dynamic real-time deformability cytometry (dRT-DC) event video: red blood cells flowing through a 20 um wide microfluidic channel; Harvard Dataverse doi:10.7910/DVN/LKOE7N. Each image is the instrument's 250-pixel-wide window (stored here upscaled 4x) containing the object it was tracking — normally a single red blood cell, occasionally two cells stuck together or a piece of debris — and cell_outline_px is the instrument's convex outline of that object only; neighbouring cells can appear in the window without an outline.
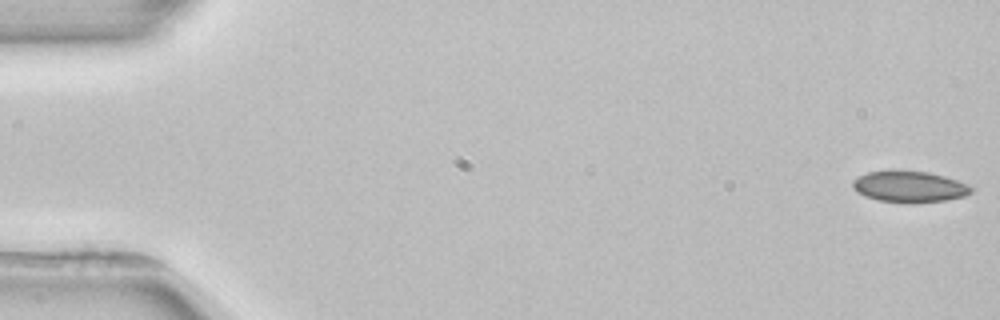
{"species": "common noctule bat (a hibernating species)", "species_latin": "Nyctalus noctula", "temperature_condition": "room temperature", "stored_images_in_passage": 5, "camera_frame_rate_fps": 3000, "um_per_image_px": 0.085, "animal": {"sex": "female", "body_mass_g": 22.7, "forearm_length_mm": 54.2}, "frame": {"image": 1, "passage_image": 1, "time_ms": 0.0, "image_size_px": [1000, 320], "cell_outline_px": [[972, 192], [964, 196], [944, 200], [876, 200], [864, 196], [856, 192], [852, 184], [852, 180], [868, 172], [928, 172], [944, 176], [956, 180], [972, 188]], "centroid_in_image_um": [77.26, 15.85], "position_along_channel_um": 7.7, "area_um2": 20.17}}
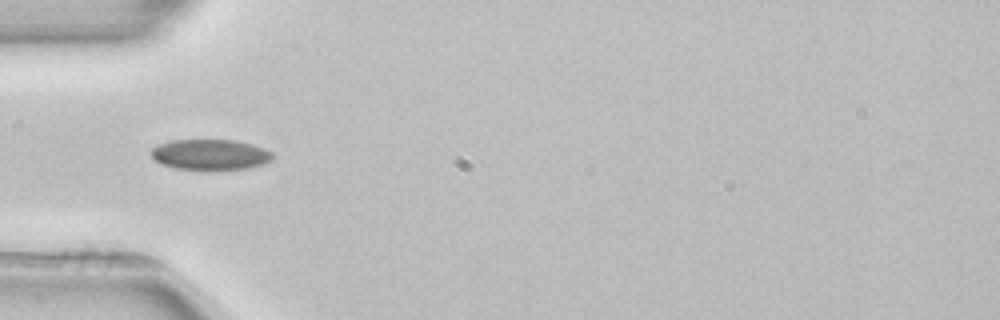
{"frame": {"image": 2, "passage_image": 4, "time_ms": 5.333, "image_size_px": [1000, 320], "cell_outline_px": [[272, 160], [264, 164], [248, 168], [216, 172], [172, 168], [160, 164], [152, 156], [152, 148], [160, 144], [172, 140], [236, 140], [252, 144], [264, 148], [272, 152]], "centroid_in_image_um": [17.9, 13.18], "position_along_channel_um": 67.1, "area_um2": 22.31}}